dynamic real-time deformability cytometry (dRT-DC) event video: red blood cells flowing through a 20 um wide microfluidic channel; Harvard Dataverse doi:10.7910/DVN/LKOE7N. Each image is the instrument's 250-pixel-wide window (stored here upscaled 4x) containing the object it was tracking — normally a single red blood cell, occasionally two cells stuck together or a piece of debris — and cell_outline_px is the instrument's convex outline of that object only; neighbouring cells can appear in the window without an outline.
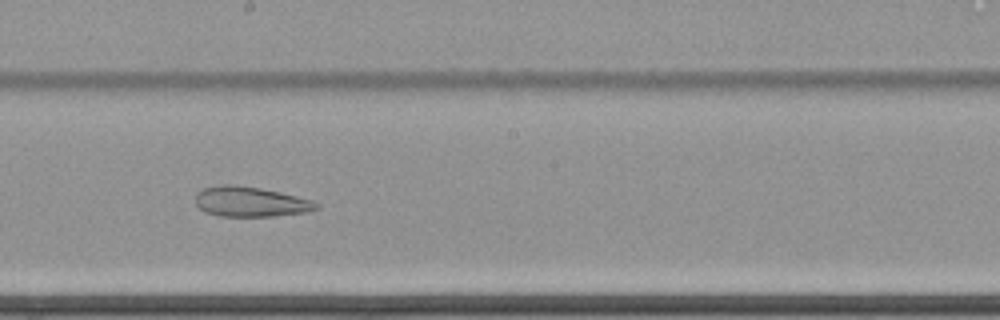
{"species": "common noctule bat (a hibernating species)", "species_latin": "Nyctalus noctula", "temperature_condition": "cold", "stored_images_in_passage": 64, "camera_frame_rate_fps": 3000, "um_per_image_px": 0.085, "animal": {"sex": "female", "body_mass_g": 22.7, "forearm_length_mm": 54.2}, "frame": {"image": 1, "passage_image": 39, "time_ms": 12.667, "image_size_px": [1000, 320], "cell_outline_px": [[320, 208], [308, 212], [276, 216], [220, 216], [204, 212], [196, 204], [196, 192], [204, 188], [220, 184], [232, 184], [260, 188], [280, 192], [312, 200], [320, 204]], "centroid_in_image_um": [21.3, 17.15], "position_along_channel_um": 226.9, "area_um2": 21.33}}
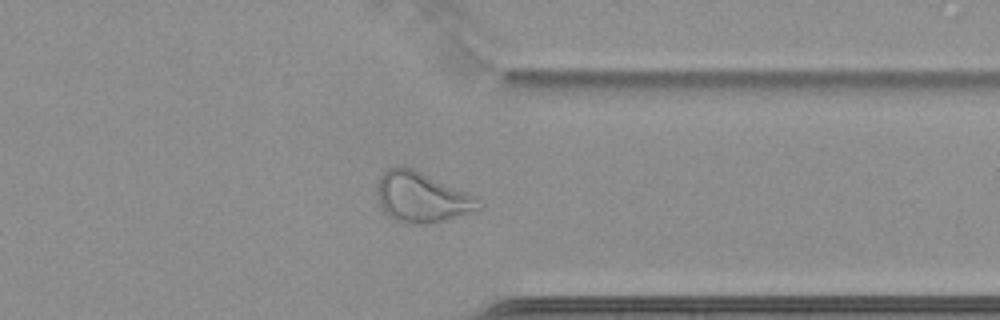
{"frame": {"image": 2, "passage_image": 52, "time_ms": 17.0, "image_size_px": [1000, 320], "cell_outline_px": [[480, 208], [460, 216], [428, 224], [408, 224], [396, 220], [388, 216], [384, 212], [380, 204], [376, 192], [376, 188], [380, 176], [388, 168], [396, 164], [412, 168], [468, 192], [476, 196]], "centroid_in_image_um": [35.8, 16.75], "position_along_channel_um": 375.6, "area_um2": 29.77}}
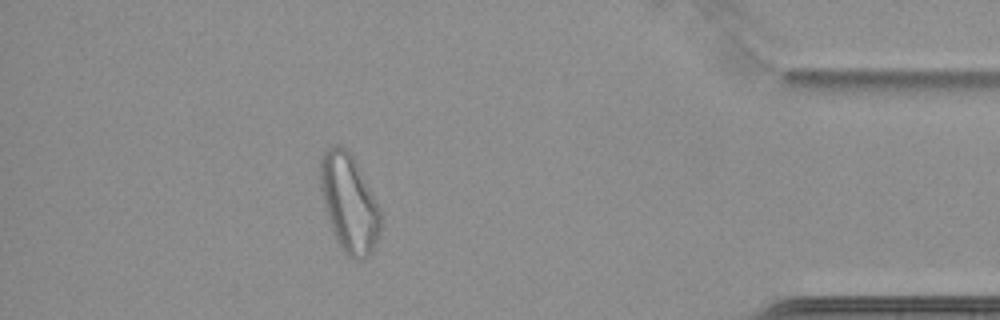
{"frame": {"image": 3, "passage_image": 58, "time_ms": 19.0, "image_size_px": [1000, 320], "cell_outline_px": [[380, 232], [372, 252], [364, 260], [356, 260], [348, 256], [344, 252], [336, 240], [332, 232], [324, 208], [320, 188], [320, 156], [328, 148], [336, 144], [348, 148], [380, 208]], "centroid_in_image_um": [29.65, 17.28], "position_along_channel_um": 405.6, "area_um2": 34.51}}